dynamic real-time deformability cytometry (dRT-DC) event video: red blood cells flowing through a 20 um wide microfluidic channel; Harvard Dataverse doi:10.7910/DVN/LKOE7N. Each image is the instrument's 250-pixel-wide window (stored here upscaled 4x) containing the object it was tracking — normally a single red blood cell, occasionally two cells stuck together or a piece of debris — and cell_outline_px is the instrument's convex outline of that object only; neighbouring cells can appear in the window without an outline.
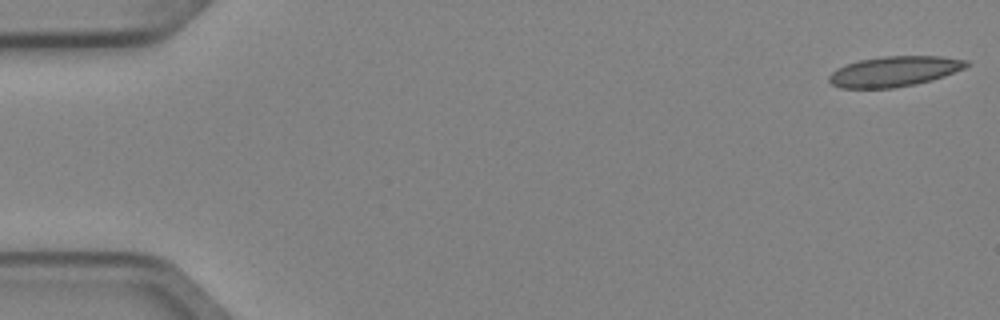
{"species": "Egyptian fruit bat (a non-hibernating species)", "species_latin": "Rousettus aegyptiacus", "temperature_condition": "cold", "stored_images_in_passage": 5, "camera_frame_rate_fps": 3000, "um_per_image_px": 0.085, "animal": {"sex": "female"}, "frame": {"image": 1, "passage_image": 1, "time_ms": 0.0, "image_size_px": [1000, 320], "cell_outline_px": [[972, 64], [964, 68], [944, 76], [932, 80], [892, 88], [840, 88], [832, 84], [828, 80], [828, 76], [836, 68], [860, 60], [884, 56], [940, 56], [968, 60]], "centroid_in_image_um": [76.02, 6.06], "position_along_channel_um": 9.0, "area_um2": 24.16}}